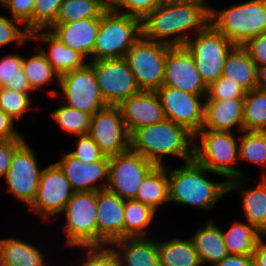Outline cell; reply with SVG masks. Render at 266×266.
Wrapping results in <instances>:
<instances>
[{
  "instance_id": "cell-30",
  "label": "cell",
  "mask_w": 266,
  "mask_h": 266,
  "mask_svg": "<svg viewBox=\"0 0 266 266\" xmlns=\"http://www.w3.org/2000/svg\"><path fill=\"white\" fill-rule=\"evenodd\" d=\"M229 254L253 256L259 242V230L248 222L235 221L227 231L221 229Z\"/></svg>"
},
{
  "instance_id": "cell-19",
  "label": "cell",
  "mask_w": 266,
  "mask_h": 266,
  "mask_svg": "<svg viewBox=\"0 0 266 266\" xmlns=\"http://www.w3.org/2000/svg\"><path fill=\"white\" fill-rule=\"evenodd\" d=\"M117 107L130 135L140 127L157 124L165 119L156 91L141 90L121 101Z\"/></svg>"
},
{
  "instance_id": "cell-4",
  "label": "cell",
  "mask_w": 266,
  "mask_h": 266,
  "mask_svg": "<svg viewBox=\"0 0 266 266\" xmlns=\"http://www.w3.org/2000/svg\"><path fill=\"white\" fill-rule=\"evenodd\" d=\"M234 134L200 129L194 135V159L209 171L225 177L228 181V193L245 187L251 180V177H246L243 171L234 166L239 161V139Z\"/></svg>"
},
{
  "instance_id": "cell-2",
  "label": "cell",
  "mask_w": 266,
  "mask_h": 266,
  "mask_svg": "<svg viewBox=\"0 0 266 266\" xmlns=\"http://www.w3.org/2000/svg\"><path fill=\"white\" fill-rule=\"evenodd\" d=\"M130 149L156 166L165 165L163 158L175 156L184 162L194 158V134L169 119L140 127L130 135Z\"/></svg>"
},
{
  "instance_id": "cell-23",
  "label": "cell",
  "mask_w": 266,
  "mask_h": 266,
  "mask_svg": "<svg viewBox=\"0 0 266 266\" xmlns=\"http://www.w3.org/2000/svg\"><path fill=\"white\" fill-rule=\"evenodd\" d=\"M40 40L49 45L48 49L38 47L60 76L66 72L78 70L86 63V59L77 51L65 46L61 40L48 29H38L30 33V40Z\"/></svg>"
},
{
  "instance_id": "cell-16",
  "label": "cell",
  "mask_w": 266,
  "mask_h": 266,
  "mask_svg": "<svg viewBox=\"0 0 266 266\" xmlns=\"http://www.w3.org/2000/svg\"><path fill=\"white\" fill-rule=\"evenodd\" d=\"M156 92L166 119L184 126L194 135L201 129L207 95L190 94L168 86H161Z\"/></svg>"
},
{
  "instance_id": "cell-52",
  "label": "cell",
  "mask_w": 266,
  "mask_h": 266,
  "mask_svg": "<svg viewBox=\"0 0 266 266\" xmlns=\"http://www.w3.org/2000/svg\"><path fill=\"white\" fill-rule=\"evenodd\" d=\"M256 88L266 91V65L257 67Z\"/></svg>"
},
{
  "instance_id": "cell-51",
  "label": "cell",
  "mask_w": 266,
  "mask_h": 266,
  "mask_svg": "<svg viewBox=\"0 0 266 266\" xmlns=\"http://www.w3.org/2000/svg\"><path fill=\"white\" fill-rule=\"evenodd\" d=\"M252 257L254 266H266V247L258 242Z\"/></svg>"
},
{
  "instance_id": "cell-6",
  "label": "cell",
  "mask_w": 266,
  "mask_h": 266,
  "mask_svg": "<svg viewBox=\"0 0 266 266\" xmlns=\"http://www.w3.org/2000/svg\"><path fill=\"white\" fill-rule=\"evenodd\" d=\"M142 36V19L119 13L109 7L100 18L92 61L125 58Z\"/></svg>"
},
{
  "instance_id": "cell-33",
  "label": "cell",
  "mask_w": 266,
  "mask_h": 266,
  "mask_svg": "<svg viewBox=\"0 0 266 266\" xmlns=\"http://www.w3.org/2000/svg\"><path fill=\"white\" fill-rule=\"evenodd\" d=\"M110 2V0H63L55 23L101 18L102 14L110 7Z\"/></svg>"
},
{
  "instance_id": "cell-34",
  "label": "cell",
  "mask_w": 266,
  "mask_h": 266,
  "mask_svg": "<svg viewBox=\"0 0 266 266\" xmlns=\"http://www.w3.org/2000/svg\"><path fill=\"white\" fill-rule=\"evenodd\" d=\"M243 130L266 131V91L254 88L246 93L243 104Z\"/></svg>"
},
{
  "instance_id": "cell-7",
  "label": "cell",
  "mask_w": 266,
  "mask_h": 266,
  "mask_svg": "<svg viewBox=\"0 0 266 266\" xmlns=\"http://www.w3.org/2000/svg\"><path fill=\"white\" fill-rule=\"evenodd\" d=\"M194 36L184 46L192 54L202 80L209 86L223 75L227 56L236 45L226 39L211 23Z\"/></svg>"
},
{
  "instance_id": "cell-17",
  "label": "cell",
  "mask_w": 266,
  "mask_h": 266,
  "mask_svg": "<svg viewBox=\"0 0 266 266\" xmlns=\"http://www.w3.org/2000/svg\"><path fill=\"white\" fill-rule=\"evenodd\" d=\"M162 86L181 91L207 95L208 86L204 83L192 54L185 46H171L167 52Z\"/></svg>"
},
{
  "instance_id": "cell-37",
  "label": "cell",
  "mask_w": 266,
  "mask_h": 266,
  "mask_svg": "<svg viewBox=\"0 0 266 266\" xmlns=\"http://www.w3.org/2000/svg\"><path fill=\"white\" fill-rule=\"evenodd\" d=\"M60 106L51 112V118L61 129L75 136L89 132L92 114L67 106L62 101Z\"/></svg>"
},
{
  "instance_id": "cell-42",
  "label": "cell",
  "mask_w": 266,
  "mask_h": 266,
  "mask_svg": "<svg viewBox=\"0 0 266 266\" xmlns=\"http://www.w3.org/2000/svg\"><path fill=\"white\" fill-rule=\"evenodd\" d=\"M247 91L229 77L221 76L208 86L205 100H225L229 98H244Z\"/></svg>"
},
{
  "instance_id": "cell-53",
  "label": "cell",
  "mask_w": 266,
  "mask_h": 266,
  "mask_svg": "<svg viewBox=\"0 0 266 266\" xmlns=\"http://www.w3.org/2000/svg\"><path fill=\"white\" fill-rule=\"evenodd\" d=\"M207 1V0H160L161 5H175L188 2Z\"/></svg>"
},
{
  "instance_id": "cell-8",
  "label": "cell",
  "mask_w": 266,
  "mask_h": 266,
  "mask_svg": "<svg viewBox=\"0 0 266 266\" xmlns=\"http://www.w3.org/2000/svg\"><path fill=\"white\" fill-rule=\"evenodd\" d=\"M97 192H74L62 213L67 247L97 246Z\"/></svg>"
},
{
  "instance_id": "cell-20",
  "label": "cell",
  "mask_w": 266,
  "mask_h": 266,
  "mask_svg": "<svg viewBox=\"0 0 266 266\" xmlns=\"http://www.w3.org/2000/svg\"><path fill=\"white\" fill-rule=\"evenodd\" d=\"M125 200L108 189L97 191V246L124 238Z\"/></svg>"
},
{
  "instance_id": "cell-25",
  "label": "cell",
  "mask_w": 266,
  "mask_h": 266,
  "mask_svg": "<svg viewBox=\"0 0 266 266\" xmlns=\"http://www.w3.org/2000/svg\"><path fill=\"white\" fill-rule=\"evenodd\" d=\"M199 259L203 265L216 266L229 255L223 241L221 228L209 219L204 226H200L196 233L190 236Z\"/></svg>"
},
{
  "instance_id": "cell-47",
  "label": "cell",
  "mask_w": 266,
  "mask_h": 266,
  "mask_svg": "<svg viewBox=\"0 0 266 266\" xmlns=\"http://www.w3.org/2000/svg\"><path fill=\"white\" fill-rule=\"evenodd\" d=\"M249 53L255 65H266V32L250 38L242 45Z\"/></svg>"
},
{
  "instance_id": "cell-26",
  "label": "cell",
  "mask_w": 266,
  "mask_h": 266,
  "mask_svg": "<svg viewBox=\"0 0 266 266\" xmlns=\"http://www.w3.org/2000/svg\"><path fill=\"white\" fill-rule=\"evenodd\" d=\"M45 254L26 240L0 239V266H48Z\"/></svg>"
},
{
  "instance_id": "cell-1",
  "label": "cell",
  "mask_w": 266,
  "mask_h": 266,
  "mask_svg": "<svg viewBox=\"0 0 266 266\" xmlns=\"http://www.w3.org/2000/svg\"><path fill=\"white\" fill-rule=\"evenodd\" d=\"M209 23L210 6L206 1L159 5L142 19V36L171 46H184Z\"/></svg>"
},
{
  "instance_id": "cell-5",
  "label": "cell",
  "mask_w": 266,
  "mask_h": 266,
  "mask_svg": "<svg viewBox=\"0 0 266 266\" xmlns=\"http://www.w3.org/2000/svg\"><path fill=\"white\" fill-rule=\"evenodd\" d=\"M210 23L234 45L266 32V0H248L225 9L210 7Z\"/></svg>"
},
{
  "instance_id": "cell-48",
  "label": "cell",
  "mask_w": 266,
  "mask_h": 266,
  "mask_svg": "<svg viewBox=\"0 0 266 266\" xmlns=\"http://www.w3.org/2000/svg\"><path fill=\"white\" fill-rule=\"evenodd\" d=\"M25 141V138H15L0 141V178H5L10 167L15 150Z\"/></svg>"
},
{
  "instance_id": "cell-49",
  "label": "cell",
  "mask_w": 266,
  "mask_h": 266,
  "mask_svg": "<svg viewBox=\"0 0 266 266\" xmlns=\"http://www.w3.org/2000/svg\"><path fill=\"white\" fill-rule=\"evenodd\" d=\"M15 121L12 120L0 108V141L10 140L15 138H23L22 134L16 130Z\"/></svg>"
},
{
  "instance_id": "cell-54",
  "label": "cell",
  "mask_w": 266,
  "mask_h": 266,
  "mask_svg": "<svg viewBox=\"0 0 266 266\" xmlns=\"http://www.w3.org/2000/svg\"><path fill=\"white\" fill-rule=\"evenodd\" d=\"M264 237H266V226L259 230V242L266 247V239L264 240Z\"/></svg>"
},
{
  "instance_id": "cell-39",
  "label": "cell",
  "mask_w": 266,
  "mask_h": 266,
  "mask_svg": "<svg viewBox=\"0 0 266 266\" xmlns=\"http://www.w3.org/2000/svg\"><path fill=\"white\" fill-rule=\"evenodd\" d=\"M30 93H20L6 87H0V108L16 122L21 120L32 106Z\"/></svg>"
},
{
  "instance_id": "cell-27",
  "label": "cell",
  "mask_w": 266,
  "mask_h": 266,
  "mask_svg": "<svg viewBox=\"0 0 266 266\" xmlns=\"http://www.w3.org/2000/svg\"><path fill=\"white\" fill-rule=\"evenodd\" d=\"M135 200L158 211L169 203V179L166 165L155 166L138 187Z\"/></svg>"
},
{
  "instance_id": "cell-9",
  "label": "cell",
  "mask_w": 266,
  "mask_h": 266,
  "mask_svg": "<svg viewBox=\"0 0 266 266\" xmlns=\"http://www.w3.org/2000/svg\"><path fill=\"white\" fill-rule=\"evenodd\" d=\"M170 47L141 36L127 51L125 59L140 90L157 91L162 86L165 60Z\"/></svg>"
},
{
  "instance_id": "cell-36",
  "label": "cell",
  "mask_w": 266,
  "mask_h": 266,
  "mask_svg": "<svg viewBox=\"0 0 266 266\" xmlns=\"http://www.w3.org/2000/svg\"><path fill=\"white\" fill-rule=\"evenodd\" d=\"M23 56L7 54L0 60V87H6L20 93L32 92L27 76L22 69Z\"/></svg>"
},
{
  "instance_id": "cell-45",
  "label": "cell",
  "mask_w": 266,
  "mask_h": 266,
  "mask_svg": "<svg viewBox=\"0 0 266 266\" xmlns=\"http://www.w3.org/2000/svg\"><path fill=\"white\" fill-rule=\"evenodd\" d=\"M0 3L10 12V17L20 21L30 33L33 32L35 0H1Z\"/></svg>"
},
{
  "instance_id": "cell-12",
  "label": "cell",
  "mask_w": 266,
  "mask_h": 266,
  "mask_svg": "<svg viewBox=\"0 0 266 266\" xmlns=\"http://www.w3.org/2000/svg\"><path fill=\"white\" fill-rule=\"evenodd\" d=\"M155 166L131 149L110 156L107 189L121 199H134L143 179Z\"/></svg>"
},
{
  "instance_id": "cell-22",
  "label": "cell",
  "mask_w": 266,
  "mask_h": 266,
  "mask_svg": "<svg viewBox=\"0 0 266 266\" xmlns=\"http://www.w3.org/2000/svg\"><path fill=\"white\" fill-rule=\"evenodd\" d=\"M244 98L205 100L204 120L201 129L214 131H243ZM236 129L233 130V127Z\"/></svg>"
},
{
  "instance_id": "cell-32",
  "label": "cell",
  "mask_w": 266,
  "mask_h": 266,
  "mask_svg": "<svg viewBox=\"0 0 266 266\" xmlns=\"http://www.w3.org/2000/svg\"><path fill=\"white\" fill-rule=\"evenodd\" d=\"M242 208L247 222L258 230L266 226V172L254 188L242 192Z\"/></svg>"
},
{
  "instance_id": "cell-28",
  "label": "cell",
  "mask_w": 266,
  "mask_h": 266,
  "mask_svg": "<svg viewBox=\"0 0 266 266\" xmlns=\"http://www.w3.org/2000/svg\"><path fill=\"white\" fill-rule=\"evenodd\" d=\"M256 73L257 66L248 51L236 45L227 56L222 76L229 77L248 92L256 88Z\"/></svg>"
},
{
  "instance_id": "cell-18",
  "label": "cell",
  "mask_w": 266,
  "mask_h": 266,
  "mask_svg": "<svg viewBox=\"0 0 266 266\" xmlns=\"http://www.w3.org/2000/svg\"><path fill=\"white\" fill-rule=\"evenodd\" d=\"M62 155L56 163L64 172L74 192H97L107 189L109 171L108 156H104L99 161L83 163L69 152Z\"/></svg>"
},
{
  "instance_id": "cell-43",
  "label": "cell",
  "mask_w": 266,
  "mask_h": 266,
  "mask_svg": "<svg viewBox=\"0 0 266 266\" xmlns=\"http://www.w3.org/2000/svg\"><path fill=\"white\" fill-rule=\"evenodd\" d=\"M81 249L86 256L78 266H121L116 252L110 245L81 247Z\"/></svg>"
},
{
  "instance_id": "cell-11",
  "label": "cell",
  "mask_w": 266,
  "mask_h": 266,
  "mask_svg": "<svg viewBox=\"0 0 266 266\" xmlns=\"http://www.w3.org/2000/svg\"><path fill=\"white\" fill-rule=\"evenodd\" d=\"M88 63L94 69L106 105L117 106L121 101L141 91L125 58L95 60Z\"/></svg>"
},
{
  "instance_id": "cell-40",
  "label": "cell",
  "mask_w": 266,
  "mask_h": 266,
  "mask_svg": "<svg viewBox=\"0 0 266 266\" xmlns=\"http://www.w3.org/2000/svg\"><path fill=\"white\" fill-rule=\"evenodd\" d=\"M63 0H35L33 31L49 29L55 22Z\"/></svg>"
},
{
  "instance_id": "cell-46",
  "label": "cell",
  "mask_w": 266,
  "mask_h": 266,
  "mask_svg": "<svg viewBox=\"0 0 266 266\" xmlns=\"http://www.w3.org/2000/svg\"><path fill=\"white\" fill-rule=\"evenodd\" d=\"M75 150L69 152L83 163L101 160L105 155L100 151L98 144L88 135L77 136Z\"/></svg>"
},
{
  "instance_id": "cell-29",
  "label": "cell",
  "mask_w": 266,
  "mask_h": 266,
  "mask_svg": "<svg viewBox=\"0 0 266 266\" xmlns=\"http://www.w3.org/2000/svg\"><path fill=\"white\" fill-rule=\"evenodd\" d=\"M161 266H202L191 238L157 241Z\"/></svg>"
},
{
  "instance_id": "cell-35",
  "label": "cell",
  "mask_w": 266,
  "mask_h": 266,
  "mask_svg": "<svg viewBox=\"0 0 266 266\" xmlns=\"http://www.w3.org/2000/svg\"><path fill=\"white\" fill-rule=\"evenodd\" d=\"M36 50V54L28 59L23 57L22 61V69L27 76L32 91L41 89L46 84L51 85L54 79L56 83H59V75L54 71L40 49Z\"/></svg>"
},
{
  "instance_id": "cell-31",
  "label": "cell",
  "mask_w": 266,
  "mask_h": 266,
  "mask_svg": "<svg viewBox=\"0 0 266 266\" xmlns=\"http://www.w3.org/2000/svg\"><path fill=\"white\" fill-rule=\"evenodd\" d=\"M152 207L135 199H126L124 204V238L146 237L155 214Z\"/></svg>"
},
{
  "instance_id": "cell-21",
  "label": "cell",
  "mask_w": 266,
  "mask_h": 266,
  "mask_svg": "<svg viewBox=\"0 0 266 266\" xmlns=\"http://www.w3.org/2000/svg\"><path fill=\"white\" fill-rule=\"evenodd\" d=\"M100 26V18H88L70 23H54L49 30L61 42L80 53L86 60L91 57Z\"/></svg>"
},
{
  "instance_id": "cell-15",
  "label": "cell",
  "mask_w": 266,
  "mask_h": 266,
  "mask_svg": "<svg viewBox=\"0 0 266 266\" xmlns=\"http://www.w3.org/2000/svg\"><path fill=\"white\" fill-rule=\"evenodd\" d=\"M88 135L105 156L121 154L130 149V134L117 106L107 105L92 115Z\"/></svg>"
},
{
  "instance_id": "cell-3",
  "label": "cell",
  "mask_w": 266,
  "mask_h": 266,
  "mask_svg": "<svg viewBox=\"0 0 266 266\" xmlns=\"http://www.w3.org/2000/svg\"><path fill=\"white\" fill-rule=\"evenodd\" d=\"M169 203L213 209L217 201L228 194V181L209 180V171L194 158L182 167L168 168Z\"/></svg>"
},
{
  "instance_id": "cell-14",
  "label": "cell",
  "mask_w": 266,
  "mask_h": 266,
  "mask_svg": "<svg viewBox=\"0 0 266 266\" xmlns=\"http://www.w3.org/2000/svg\"><path fill=\"white\" fill-rule=\"evenodd\" d=\"M73 193L64 172L56 162H53L43 168L36 197L28 208L46 222L52 216L62 214Z\"/></svg>"
},
{
  "instance_id": "cell-50",
  "label": "cell",
  "mask_w": 266,
  "mask_h": 266,
  "mask_svg": "<svg viewBox=\"0 0 266 266\" xmlns=\"http://www.w3.org/2000/svg\"><path fill=\"white\" fill-rule=\"evenodd\" d=\"M216 266H254V261L252 256L229 254Z\"/></svg>"
},
{
  "instance_id": "cell-10",
  "label": "cell",
  "mask_w": 266,
  "mask_h": 266,
  "mask_svg": "<svg viewBox=\"0 0 266 266\" xmlns=\"http://www.w3.org/2000/svg\"><path fill=\"white\" fill-rule=\"evenodd\" d=\"M58 86L60 91L49 89L48 95L56 97L62 94L66 99L61 101L67 106L92 115L107 106L96 81L94 69L88 62L78 70L60 75Z\"/></svg>"
},
{
  "instance_id": "cell-44",
  "label": "cell",
  "mask_w": 266,
  "mask_h": 266,
  "mask_svg": "<svg viewBox=\"0 0 266 266\" xmlns=\"http://www.w3.org/2000/svg\"><path fill=\"white\" fill-rule=\"evenodd\" d=\"M159 5H161L160 0H112L110 2V7L116 12L135 16L140 19H143Z\"/></svg>"
},
{
  "instance_id": "cell-41",
  "label": "cell",
  "mask_w": 266,
  "mask_h": 266,
  "mask_svg": "<svg viewBox=\"0 0 266 266\" xmlns=\"http://www.w3.org/2000/svg\"><path fill=\"white\" fill-rule=\"evenodd\" d=\"M18 25L22 23L10 16L0 15V48L12 42H15L17 47H22L30 41V32Z\"/></svg>"
},
{
  "instance_id": "cell-13",
  "label": "cell",
  "mask_w": 266,
  "mask_h": 266,
  "mask_svg": "<svg viewBox=\"0 0 266 266\" xmlns=\"http://www.w3.org/2000/svg\"><path fill=\"white\" fill-rule=\"evenodd\" d=\"M37 153L25 140L14 152L5 176L8 191L29 207L34 201L43 169L39 168Z\"/></svg>"
},
{
  "instance_id": "cell-38",
  "label": "cell",
  "mask_w": 266,
  "mask_h": 266,
  "mask_svg": "<svg viewBox=\"0 0 266 266\" xmlns=\"http://www.w3.org/2000/svg\"><path fill=\"white\" fill-rule=\"evenodd\" d=\"M239 161L266 168V131H241Z\"/></svg>"
},
{
  "instance_id": "cell-24",
  "label": "cell",
  "mask_w": 266,
  "mask_h": 266,
  "mask_svg": "<svg viewBox=\"0 0 266 266\" xmlns=\"http://www.w3.org/2000/svg\"><path fill=\"white\" fill-rule=\"evenodd\" d=\"M121 266H161L157 240L148 237L122 238L110 244Z\"/></svg>"
}]
</instances>
